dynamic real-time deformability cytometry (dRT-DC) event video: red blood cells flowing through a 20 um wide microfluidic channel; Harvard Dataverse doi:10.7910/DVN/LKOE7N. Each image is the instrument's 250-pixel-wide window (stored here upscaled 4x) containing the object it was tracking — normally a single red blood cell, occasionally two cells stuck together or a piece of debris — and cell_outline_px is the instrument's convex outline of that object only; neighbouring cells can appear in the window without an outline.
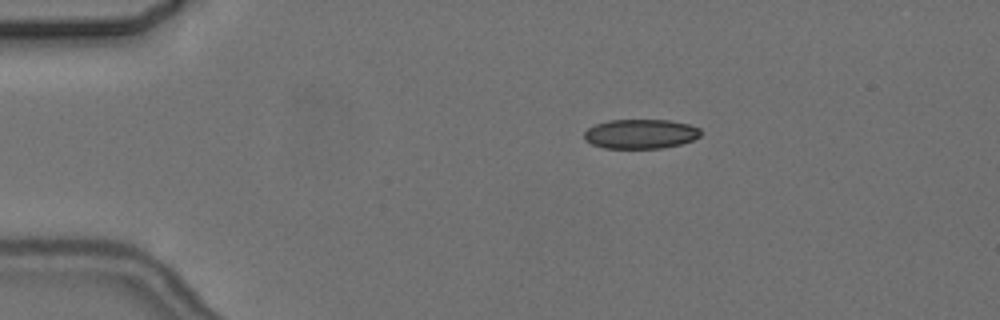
{"species": "common noctule bat (a hibernating species)", "species_latin": "Nyctalus noctula", "temperature_condition": "cold", "stored_images_in_passage": 5, "camera_frame_rate_fps": 3000, "um_per_image_px": 0.085, "animal": {"sex": "female", "body_mass_g": 24.6, "forearm_length_mm": 56.2}, "frame": {"image": 1, "passage_image": 1, "time_ms": 0.0, "image_size_px": [1000, 320], "cell_outline_px": [[700, 136], [692, 140], [680, 144], [660, 148], [604, 148], [592, 144], [584, 140], [584, 132], [588, 128], [596, 124], [608, 120], [668, 120], [688, 124], [700, 128]], "centroid_in_image_um": [54.42, 11.38], "position_along_channel_um": 30.6, "area_um2": 19.94}}
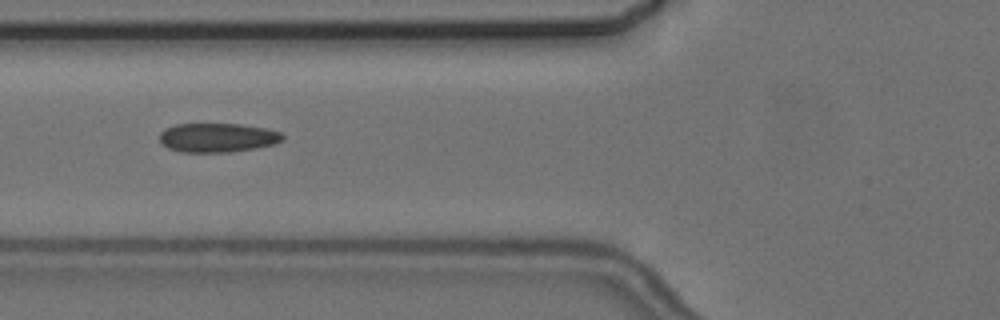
{"frame": {"image": 2, "passage_image": 4, "time_ms": 3.667, "image_size_px": [1000, 320], "cell_outline_px": [[284, 140], [276, 144], [256, 148], [232, 152], [180, 152], [168, 148], [160, 144], [160, 132], [164, 128], [176, 124], [240, 124], [268, 128], [280, 132], [284, 136]], "centroid_in_image_um": [18.5, 11.7], "position_along_channel_um": 107.3, "area_um2": 21.21}}
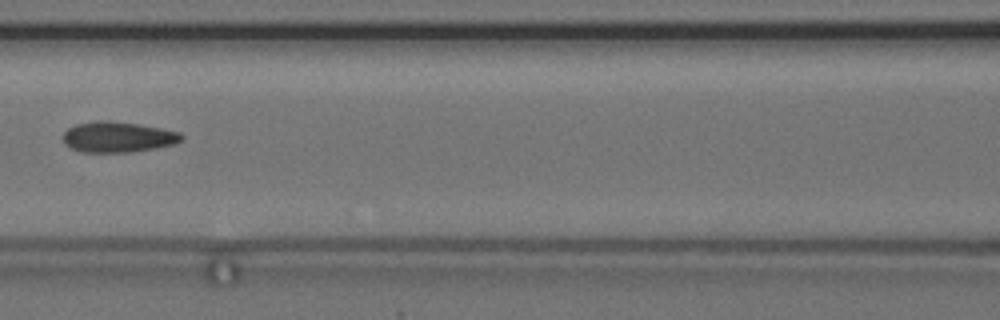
{"frame": {"image": 3, "passage_image": 5, "time_ms": 5.0, "image_size_px": [1000, 320], "cell_outline_px": [[184, 140], [176, 144], [156, 148], [132, 152], [80, 152], [68, 148], [64, 144], [64, 132], [68, 128], [76, 124], [96, 120], [108, 120], [140, 124], [180, 132], [184, 136]], "centroid_in_image_um": [10.03, 11.65], "position_along_channel_um": 156.6, "area_um2": 21.5}}